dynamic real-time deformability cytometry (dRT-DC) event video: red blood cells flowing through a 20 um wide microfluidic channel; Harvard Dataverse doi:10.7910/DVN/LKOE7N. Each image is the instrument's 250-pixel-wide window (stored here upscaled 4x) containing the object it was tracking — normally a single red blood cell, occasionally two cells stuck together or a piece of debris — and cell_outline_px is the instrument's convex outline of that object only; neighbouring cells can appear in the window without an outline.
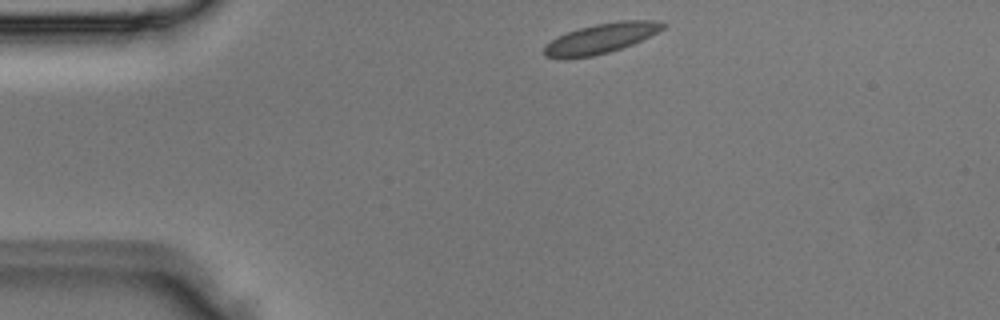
{"species": "Egyptian fruit bat (a non-hibernating species)", "species_latin": "Rousettus aegyptiacus", "temperature_condition": "room temperature", "stored_images_in_passage": 1, "camera_frame_rate_fps": 3000, "um_per_image_px": 0.085, "animal": {"sex": "male"}, "frame": {"image": 1, "passage_image": 1, "time_ms": 0.0, "image_size_px": [1000, 320], "cell_outline_px": [[668, 24], [664, 28], [632, 44], [608, 52], [592, 56], [564, 60], [544, 56], [544, 48], [556, 36], [580, 28], [596, 24], [620, 20], [656, 20]], "centroid_in_image_um": [51.05, 3.27], "position_along_channel_um": 33.9, "area_um2": 20.63}}